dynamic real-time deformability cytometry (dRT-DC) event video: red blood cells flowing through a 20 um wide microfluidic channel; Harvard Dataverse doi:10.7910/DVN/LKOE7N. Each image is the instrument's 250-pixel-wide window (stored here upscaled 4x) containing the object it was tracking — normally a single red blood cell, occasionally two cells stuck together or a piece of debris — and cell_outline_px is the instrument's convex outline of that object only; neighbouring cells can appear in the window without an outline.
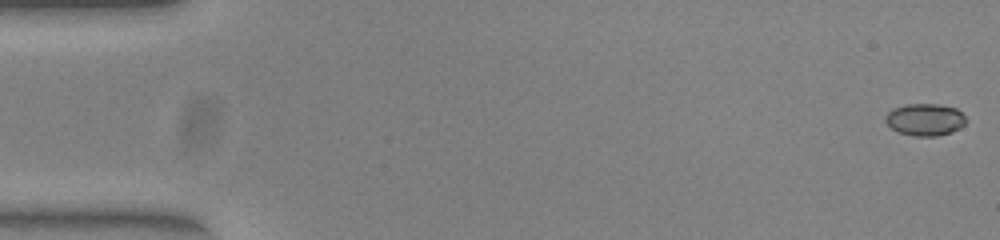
{"species": "common noctule bat (a hibernating species)", "species_latin": "Nyctalus noctula", "temperature_condition": "warm", "stored_images_in_passage": 17, "camera_frame_rate_fps": 3000, "um_per_image_px": 0.085, "animal": {"sex": "female", "body_mass_g": 23.0, "forearm_length_mm": 53.4}, "frame": {"image": 1, "passage_image": 1, "time_ms": 0.0, "image_size_px": [1000, 240], "cell_outline_px": [[968, 120], [960, 128], [952, 132], [936, 136], [912, 136], [900, 132], [892, 128], [884, 120], [884, 116], [892, 108], [908, 104], [940, 104], [956, 108]], "centroid_in_image_um": [78.63, 10.16], "position_along_channel_um": 6.4, "area_um2": 15.14}}
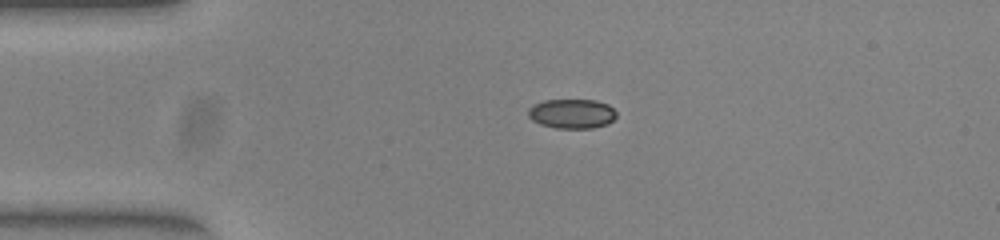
{"frame": {"image": 2, "passage_image": 12, "time_ms": 3.667, "image_size_px": [1000, 240], "cell_outline_px": [[616, 116], [608, 124], [592, 128], [556, 128], [540, 124], [532, 120], [528, 116], [528, 108], [532, 104], [544, 100], [596, 100], [608, 104], [616, 112]], "centroid_in_image_um": [48.59, 9.66], "position_along_channel_um": 36.4, "area_um2": 15.26}}